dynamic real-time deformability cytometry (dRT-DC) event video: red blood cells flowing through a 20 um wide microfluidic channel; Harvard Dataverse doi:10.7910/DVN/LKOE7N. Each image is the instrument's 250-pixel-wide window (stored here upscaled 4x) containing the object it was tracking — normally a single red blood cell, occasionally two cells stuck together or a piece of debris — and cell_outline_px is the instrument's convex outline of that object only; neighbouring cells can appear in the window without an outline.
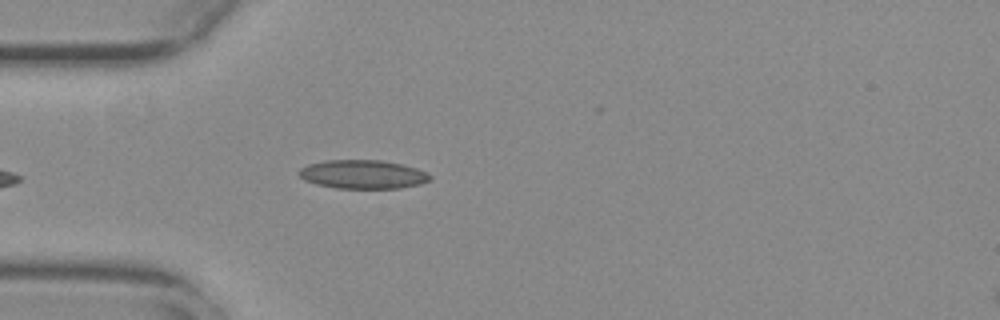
{"species": "common noctule bat (a hibernating species)", "species_latin": "Nyctalus noctula", "temperature_condition": "warm", "stored_images_in_passage": 34, "camera_frame_rate_fps": 3000, "um_per_image_px": 0.085, "animal": {"sex": "female", "body_mass_g": 29.2, "forearm_length_mm": 56.3}, "frame": {"image": 1, "passage_image": 1, "time_ms": 0.0, "image_size_px": [1000, 320], "cell_outline_px": [[432, 180], [420, 184], [400, 188], [336, 188], [316, 184], [304, 180], [296, 172], [300, 168], [308, 164], [324, 160], [380, 160], [404, 164], [416, 168], [432, 176]], "centroid_in_image_um": [30.83, 14.81], "position_along_channel_um": 54.2, "area_um2": 22.08}, "authors_computed_cell_mechanics": {"area_um2": 20.519, "velocity_mm_per_s": 3.7707, "shape_relaxation_time_tau1_ms": 5.4443, "shape_relaxation_time_tau2_ms": 1.7399, "deformation_change_tau1": 0.1107, "deformation_change_tau2": 0.05}}